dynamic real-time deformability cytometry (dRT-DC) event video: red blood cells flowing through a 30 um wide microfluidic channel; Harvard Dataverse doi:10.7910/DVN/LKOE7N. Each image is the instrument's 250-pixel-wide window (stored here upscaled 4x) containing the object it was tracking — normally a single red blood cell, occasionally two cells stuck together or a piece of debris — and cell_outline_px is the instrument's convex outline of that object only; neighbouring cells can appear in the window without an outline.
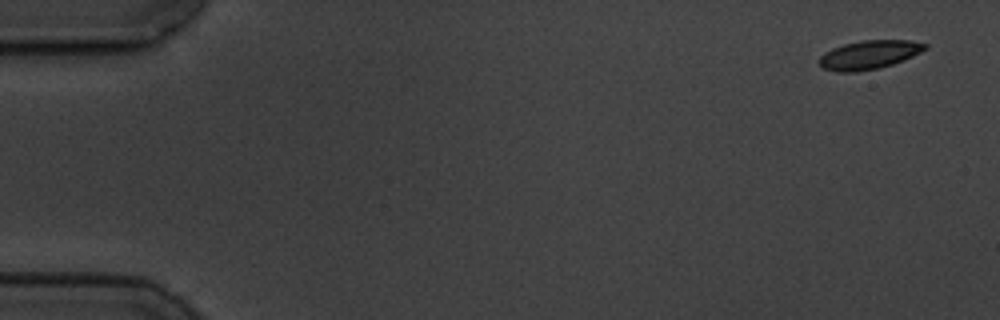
{"species": "common noctule bat (a hibernating species)", "species_latin": "Nyctalus noctula", "temperature_condition": "cold", "stored_images_in_passage": 5, "camera_frame_rate_fps": 3000, "um_per_image_px": 0.085, "animal": {"sex": "male", "body_mass_g": 19.5, "forearm_length_mm": 54.6}, "frame": {"image": 1, "passage_image": 1, "time_ms": 0.0, "image_size_px": [1000, 320], "cell_outline_px": [[928, 48], [904, 60], [880, 68], [856, 72], [836, 72], [824, 68], [820, 64], [820, 56], [832, 48], [844, 44], [860, 40], [908, 40], [928, 44]], "centroid_in_image_um": [73.89, 4.65], "position_along_channel_um": 11.1, "area_um2": 17.69}}
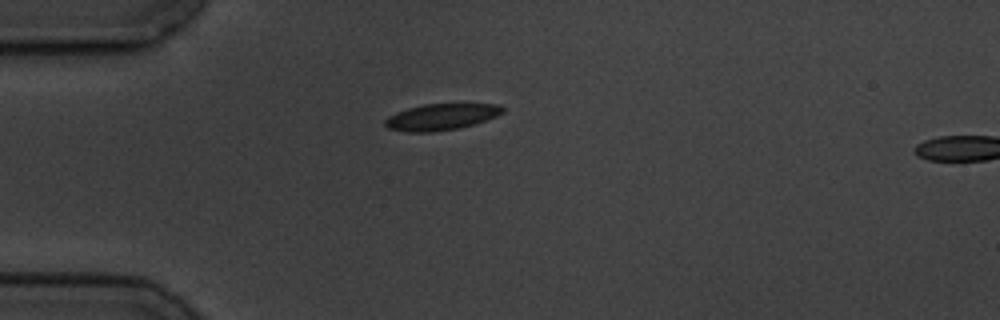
{"frame": {"image": 2, "passage_image": 4, "time_ms": 4.333, "image_size_px": [1000, 320], "cell_outline_px": [[504, 112], [496, 116], [460, 128], [432, 132], [408, 132], [388, 128], [384, 124], [384, 120], [388, 116], [396, 112], [408, 108], [424, 104], [496, 104], [504, 108]], "centroid_in_image_um": [37.46, 9.94], "position_along_channel_um": 47.5, "area_um2": 17.92}}